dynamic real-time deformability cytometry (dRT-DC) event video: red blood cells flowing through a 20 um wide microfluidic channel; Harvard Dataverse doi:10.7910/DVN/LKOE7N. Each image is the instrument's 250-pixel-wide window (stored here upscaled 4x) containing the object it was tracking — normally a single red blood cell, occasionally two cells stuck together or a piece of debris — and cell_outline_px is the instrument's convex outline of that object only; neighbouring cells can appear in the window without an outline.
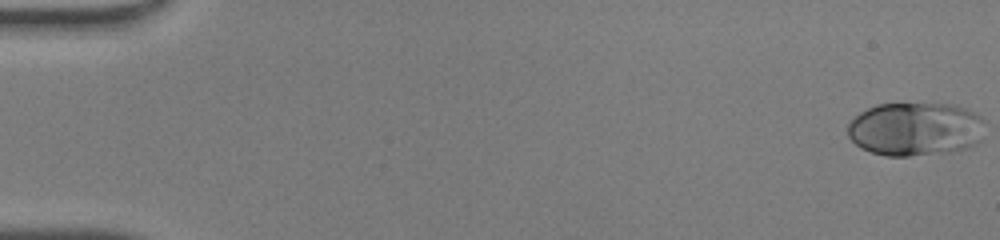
{"species": "human", "species_latin": "Homo sapiens", "temperature_condition": "warm", "stored_images_in_passage": 49, "camera_frame_rate_fps": 3000, "um_per_image_px": 0.085, "donor": {"sex": "male"}, "frame": {"image": 1, "passage_image": 1, "time_ms": 0.0, "image_size_px": [1000, 240], "cell_outline_px": [[984, 120], [980, 140], [976, 144], [968, 148], [952, 152], [908, 156], [884, 156], [860, 148], [848, 136], [848, 124], [860, 112], [876, 104], [956, 104], [980, 116]], "centroid_in_image_um": [77.81, 10.98], "position_along_channel_um": 7.2, "area_um2": 43.0}}
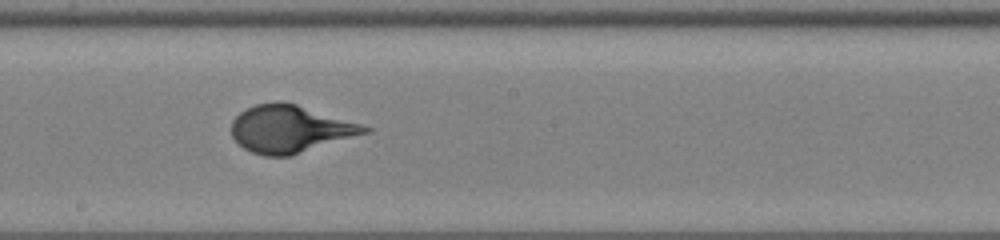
{"frame": {"image": 2, "passage_image": 28, "time_ms": 9.0, "image_size_px": [1000, 240], "cell_outline_px": [[372, 132], [292, 156], [264, 156], [252, 152], [244, 148], [232, 136], [232, 120], [240, 112], [256, 104], [276, 100], [280, 100], [296, 104], [360, 124], [372, 128]], "centroid_in_image_um": [24.68, 10.97], "position_along_channel_um": 223.5, "area_um2": 36.88}}
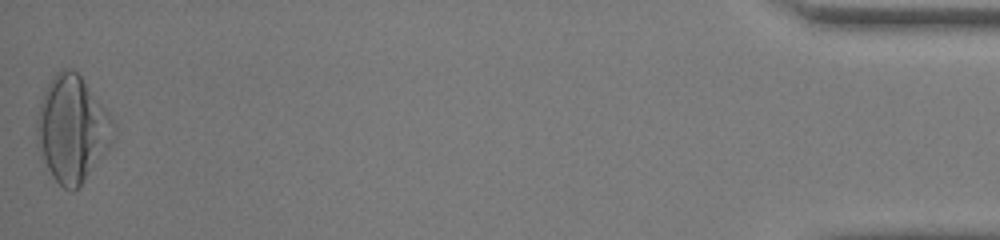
{"frame": {"image": 3, "passage_image": 49, "time_ms": 16.0, "image_size_px": [1000, 240], "cell_outline_px": [[116, 132], [112, 144], [84, 180], [72, 192], [64, 188], [52, 176], [36, 144], [36, 120], [40, 100], [48, 84], [56, 72], [64, 68], [72, 68], [80, 76], [108, 112], [116, 124]], "centroid_in_image_um": [6.14, 10.95], "position_along_channel_um": 429.1, "area_um2": 47.16}}